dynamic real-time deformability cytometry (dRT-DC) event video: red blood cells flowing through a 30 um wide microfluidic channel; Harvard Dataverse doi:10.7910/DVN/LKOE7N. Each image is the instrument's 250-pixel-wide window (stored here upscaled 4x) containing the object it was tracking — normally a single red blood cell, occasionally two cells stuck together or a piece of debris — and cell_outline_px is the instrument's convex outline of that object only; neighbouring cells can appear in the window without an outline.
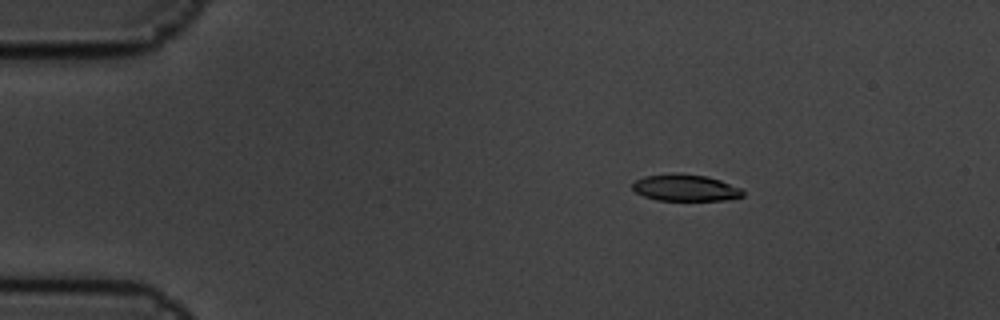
{"species": "common noctule bat (a hibernating species)", "species_latin": "Nyctalus noctula", "temperature_condition": "cold", "stored_images_in_passage": 8, "camera_frame_rate_fps": 3000, "um_per_image_px": 0.085, "animal": {"sex": "male", "body_mass_g": 19.5, "forearm_length_mm": 54.6}, "frame": {"image": 1, "passage_image": 2, "time_ms": 0.333, "image_size_px": [1000, 320], "cell_outline_px": [[744, 196], [724, 200], [656, 200], [644, 196], [636, 192], [632, 188], [632, 184], [636, 180], [644, 176], [672, 172], [680, 172], [708, 176], [720, 180], [740, 188], [744, 192]], "centroid_in_image_um": [58.24, 15.94], "position_along_channel_um": 26.8, "area_um2": 17.34}}
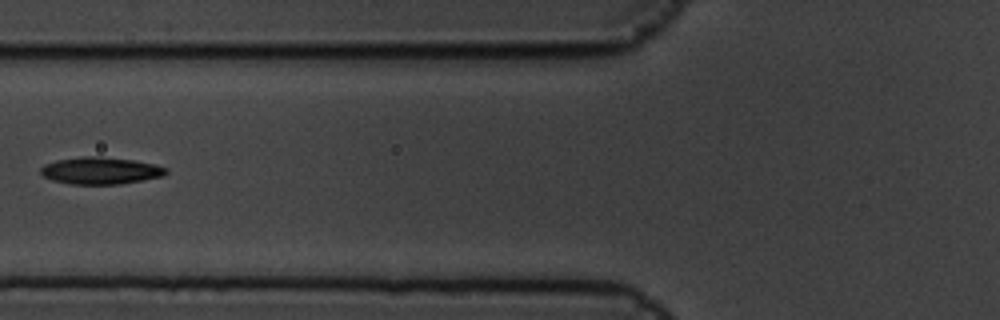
{"frame": {"image": 2, "passage_image": 6, "time_ms": 1.667, "image_size_px": [1000, 320], "cell_outline_px": [[168, 172], [164, 176], [144, 180], [120, 184], [72, 184], [52, 180], [44, 176], [40, 172], [40, 168], [44, 164], [56, 160], [84, 156], [100, 156], [132, 160], [156, 164], [168, 168]], "centroid_in_image_um": [8.57, 14.5], "position_along_channel_um": 117.2, "area_um2": 19.88}}
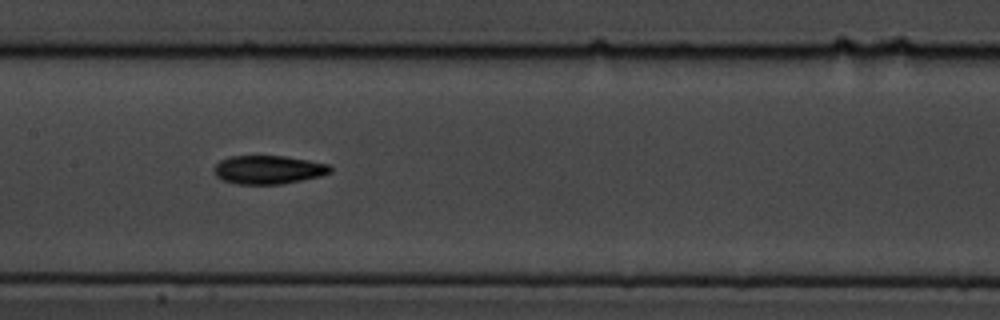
{"frame": {"image": 3, "passage_image": 8, "time_ms": 2.333, "image_size_px": [1000, 320], "cell_outline_px": [[332, 172], [320, 176], [280, 184], [236, 184], [220, 180], [212, 172], [212, 168], [220, 160], [232, 156], [284, 156], [308, 160], [328, 164], [332, 168]], "centroid_in_image_um": [22.76, 14.43], "position_along_channel_um": 184.6, "area_um2": 19.42}}